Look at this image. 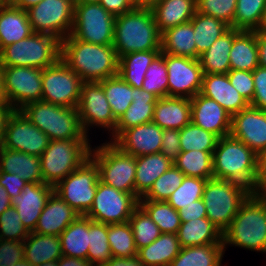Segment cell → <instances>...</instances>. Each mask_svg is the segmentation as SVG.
Wrapping results in <instances>:
<instances>
[{"label": "cell", "instance_id": "1", "mask_svg": "<svg viewBox=\"0 0 266 266\" xmlns=\"http://www.w3.org/2000/svg\"><path fill=\"white\" fill-rule=\"evenodd\" d=\"M60 59L84 82H99L118 74L119 58L112 45L87 43L69 35L61 41Z\"/></svg>", "mask_w": 266, "mask_h": 266}, {"label": "cell", "instance_id": "2", "mask_svg": "<svg viewBox=\"0 0 266 266\" xmlns=\"http://www.w3.org/2000/svg\"><path fill=\"white\" fill-rule=\"evenodd\" d=\"M112 46L118 58L127 53L161 50V33L149 6L116 16Z\"/></svg>", "mask_w": 266, "mask_h": 266}, {"label": "cell", "instance_id": "3", "mask_svg": "<svg viewBox=\"0 0 266 266\" xmlns=\"http://www.w3.org/2000/svg\"><path fill=\"white\" fill-rule=\"evenodd\" d=\"M227 244L249 250L266 252V198L251 194L223 232Z\"/></svg>", "mask_w": 266, "mask_h": 266}, {"label": "cell", "instance_id": "4", "mask_svg": "<svg viewBox=\"0 0 266 266\" xmlns=\"http://www.w3.org/2000/svg\"><path fill=\"white\" fill-rule=\"evenodd\" d=\"M257 154L231 135L221 137L213 152L214 178L240 183L251 190L256 175Z\"/></svg>", "mask_w": 266, "mask_h": 266}, {"label": "cell", "instance_id": "5", "mask_svg": "<svg viewBox=\"0 0 266 266\" xmlns=\"http://www.w3.org/2000/svg\"><path fill=\"white\" fill-rule=\"evenodd\" d=\"M50 140L88 139L77 108H68L45 101H35L20 109Z\"/></svg>", "mask_w": 266, "mask_h": 266}, {"label": "cell", "instance_id": "6", "mask_svg": "<svg viewBox=\"0 0 266 266\" xmlns=\"http://www.w3.org/2000/svg\"><path fill=\"white\" fill-rule=\"evenodd\" d=\"M251 194V190L240 183L207 179L202 195L207 218L223 233Z\"/></svg>", "mask_w": 266, "mask_h": 266}, {"label": "cell", "instance_id": "7", "mask_svg": "<svg viewBox=\"0 0 266 266\" xmlns=\"http://www.w3.org/2000/svg\"><path fill=\"white\" fill-rule=\"evenodd\" d=\"M89 139L50 140L40 155L43 183L55 186L90 158Z\"/></svg>", "mask_w": 266, "mask_h": 266}, {"label": "cell", "instance_id": "8", "mask_svg": "<svg viewBox=\"0 0 266 266\" xmlns=\"http://www.w3.org/2000/svg\"><path fill=\"white\" fill-rule=\"evenodd\" d=\"M61 55V41L53 35L32 33L0 51L1 66L44 69L55 64Z\"/></svg>", "mask_w": 266, "mask_h": 266}, {"label": "cell", "instance_id": "9", "mask_svg": "<svg viewBox=\"0 0 266 266\" xmlns=\"http://www.w3.org/2000/svg\"><path fill=\"white\" fill-rule=\"evenodd\" d=\"M90 158L98 167L101 182L135 196V156L122 152L112 142H108L91 149Z\"/></svg>", "mask_w": 266, "mask_h": 266}, {"label": "cell", "instance_id": "10", "mask_svg": "<svg viewBox=\"0 0 266 266\" xmlns=\"http://www.w3.org/2000/svg\"><path fill=\"white\" fill-rule=\"evenodd\" d=\"M115 18L99 3L74 4L71 37L96 45H112Z\"/></svg>", "mask_w": 266, "mask_h": 266}, {"label": "cell", "instance_id": "11", "mask_svg": "<svg viewBox=\"0 0 266 266\" xmlns=\"http://www.w3.org/2000/svg\"><path fill=\"white\" fill-rule=\"evenodd\" d=\"M99 170L89 158L79 168L54 186V192L80 215L85 216L92 207Z\"/></svg>", "mask_w": 266, "mask_h": 266}, {"label": "cell", "instance_id": "12", "mask_svg": "<svg viewBox=\"0 0 266 266\" xmlns=\"http://www.w3.org/2000/svg\"><path fill=\"white\" fill-rule=\"evenodd\" d=\"M33 32L53 35L60 41L70 35L74 23L73 0H43L27 10Z\"/></svg>", "mask_w": 266, "mask_h": 266}, {"label": "cell", "instance_id": "13", "mask_svg": "<svg viewBox=\"0 0 266 266\" xmlns=\"http://www.w3.org/2000/svg\"><path fill=\"white\" fill-rule=\"evenodd\" d=\"M83 80L61 59L42 69V101L77 108Z\"/></svg>", "mask_w": 266, "mask_h": 266}, {"label": "cell", "instance_id": "14", "mask_svg": "<svg viewBox=\"0 0 266 266\" xmlns=\"http://www.w3.org/2000/svg\"><path fill=\"white\" fill-rule=\"evenodd\" d=\"M139 200L133 195L104 184H97L92 207L85 215L87 218L104 224L128 222Z\"/></svg>", "mask_w": 266, "mask_h": 266}, {"label": "cell", "instance_id": "15", "mask_svg": "<svg viewBox=\"0 0 266 266\" xmlns=\"http://www.w3.org/2000/svg\"><path fill=\"white\" fill-rule=\"evenodd\" d=\"M2 74L6 99L13 110L42 99V69L2 66Z\"/></svg>", "mask_w": 266, "mask_h": 266}, {"label": "cell", "instance_id": "16", "mask_svg": "<svg viewBox=\"0 0 266 266\" xmlns=\"http://www.w3.org/2000/svg\"><path fill=\"white\" fill-rule=\"evenodd\" d=\"M50 142L21 110H12L8 116L0 147L40 157Z\"/></svg>", "mask_w": 266, "mask_h": 266}, {"label": "cell", "instance_id": "17", "mask_svg": "<svg viewBox=\"0 0 266 266\" xmlns=\"http://www.w3.org/2000/svg\"><path fill=\"white\" fill-rule=\"evenodd\" d=\"M168 76V97L193 98L201 91L203 70L198 59L164 53Z\"/></svg>", "mask_w": 266, "mask_h": 266}, {"label": "cell", "instance_id": "18", "mask_svg": "<svg viewBox=\"0 0 266 266\" xmlns=\"http://www.w3.org/2000/svg\"><path fill=\"white\" fill-rule=\"evenodd\" d=\"M79 120L87 134L88 126H100L115 130L117 119L114 117L110 104L100 82H83L81 96L77 105Z\"/></svg>", "mask_w": 266, "mask_h": 266}, {"label": "cell", "instance_id": "19", "mask_svg": "<svg viewBox=\"0 0 266 266\" xmlns=\"http://www.w3.org/2000/svg\"><path fill=\"white\" fill-rule=\"evenodd\" d=\"M230 135L260 153L266 149V111L249 105L233 115Z\"/></svg>", "mask_w": 266, "mask_h": 266}, {"label": "cell", "instance_id": "20", "mask_svg": "<svg viewBox=\"0 0 266 266\" xmlns=\"http://www.w3.org/2000/svg\"><path fill=\"white\" fill-rule=\"evenodd\" d=\"M190 102L192 123L219 138L230 135L232 116L215 100L199 92Z\"/></svg>", "mask_w": 266, "mask_h": 266}, {"label": "cell", "instance_id": "21", "mask_svg": "<svg viewBox=\"0 0 266 266\" xmlns=\"http://www.w3.org/2000/svg\"><path fill=\"white\" fill-rule=\"evenodd\" d=\"M163 129L150 122L125 130L112 142L122 152L135 157L160 153Z\"/></svg>", "mask_w": 266, "mask_h": 266}, {"label": "cell", "instance_id": "22", "mask_svg": "<svg viewBox=\"0 0 266 266\" xmlns=\"http://www.w3.org/2000/svg\"><path fill=\"white\" fill-rule=\"evenodd\" d=\"M54 187L46 183L27 182L19 195L14 197L12 206L18 212L22 224L33 232Z\"/></svg>", "mask_w": 266, "mask_h": 266}, {"label": "cell", "instance_id": "23", "mask_svg": "<svg viewBox=\"0 0 266 266\" xmlns=\"http://www.w3.org/2000/svg\"><path fill=\"white\" fill-rule=\"evenodd\" d=\"M200 93L215 100L231 116L250 105L235 87L232 86L227 74H204Z\"/></svg>", "mask_w": 266, "mask_h": 266}, {"label": "cell", "instance_id": "24", "mask_svg": "<svg viewBox=\"0 0 266 266\" xmlns=\"http://www.w3.org/2000/svg\"><path fill=\"white\" fill-rule=\"evenodd\" d=\"M80 214L53 192L47 200L33 232L59 236Z\"/></svg>", "mask_w": 266, "mask_h": 266}, {"label": "cell", "instance_id": "25", "mask_svg": "<svg viewBox=\"0 0 266 266\" xmlns=\"http://www.w3.org/2000/svg\"><path fill=\"white\" fill-rule=\"evenodd\" d=\"M131 96L133 102L117 120L111 140L115 141L127 129L152 122L154 105L159 98L144 89L133 87Z\"/></svg>", "mask_w": 266, "mask_h": 266}, {"label": "cell", "instance_id": "26", "mask_svg": "<svg viewBox=\"0 0 266 266\" xmlns=\"http://www.w3.org/2000/svg\"><path fill=\"white\" fill-rule=\"evenodd\" d=\"M152 122L163 130H181L191 122L190 99L186 97L159 98L154 105Z\"/></svg>", "mask_w": 266, "mask_h": 266}, {"label": "cell", "instance_id": "27", "mask_svg": "<svg viewBox=\"0 0 266 266\" xmlns=\"http://www.w3.org/2000/svg\"><path fill=\"white\" fill-rule=\"evenodd\" d=\"M160 33L186 23L197 12V0H157L149 6Z\"/></svg>", "mask_w": 266, "mask_h": 266}, {"label": "cell", "instance_id": "28", "mask_svg": "<svg viewBox=\"0 0 266 266\" xmlns=\"http://www.w3.org/2000/svg\"><path fill=\"white\" fill-rule=\"evenodd\" d=\"M0 171L13 173L25 182L43 183L40 157L0 147Z\"/></svg>", "mask_w": 266, "mask_h": 266}, {"label": "cell", "instance_id": "29", "mask_svg": "<svg viewBox=\"0 0 266 266\" xmlns=\"http://www.w3.org/2000/svg\"><path fill=\"white\" fill-rule=\"evenodd\" d=\"M33 32L26 10L12 5L0 6V51Z\"/></svg>", "mask_w": 266, "mask_h": 266}, {"label": "cell", "instance_id": "30", "mask_svg": "<svg viewBox=\"0 0 266 266\" xmlns=\"http://www.w3.org/2000/svg\"><path fill=\"white\" fill-rule=\"evenodd\" d=\"M241 30L230 27L223 33L198 60L203 74H227L230 70V50L234 37Z\"/></svg>", "mask_w": 266, "mask_h": 266}, {"label": "cell", "instance_id": "31", "mask_svg": "<svg viewBox=\"0 0 266 266\" xmlns=\"http://www.w3.org/2000/svg\"><path fill=\"white\" fill-rule=\"evenodd\" d=\"M176 234L182 248L223 244V233L207 217L181 222Z\"/></svg>", "mask_w": 266, "mask_h": 266}, {"label": "cell", "instance_id": "32", "mask_svg": "<svg viewBox=\"0 0 266 266\" xmlns=\"http://www.w3.org/2000/svg\"><path fill=\"white\" fill-rule=\"evenodd\" d=\"M173 162L162 153L136 157L135 197L139 200Z\"/></svg>", "mask_w": 266, "mask_h": 266}, {"label": "cell", "instance_id": "33", "mask_svg": "<svg viewBox=\"0 0 266 266\" xmlns=\"http://www.w3.org/2000/svg\"><path fill=\"white\" fill-rule=\"evenodd\" d=\"M194 29L191 21L171 27L161 33V52L173 56L197 59Z\"/></svg>", "mask_w": 266, "mask_h": 266}, {"label": "cell", "instance_id": "34", "mask_svg": "<svg viewBox=\"0 0 266 266\" xmlns=\"http://www.w3.org/2000/svg\"><path fill=\"white\" fill-rule=\"evenodd\" d=\"M230 70L252 72L259 66L256 31L241 30L233 39L229 54Z\"/></svg>", "mask_w": 266, "mask_h": 266}, {"label": "cell", "instance_id": "35", "mask_svg": "<svg viewBox=\"0 0 266 266\" xmlns=\"http://www.w3.org/2000/svg\"><path fill=\"white\" fill-rule=\"evenodd\" d=\"M62 255L61 242L57 235L30 232L24 240V259L34 266L57 261Z\"/></svg>", "mask_w": 266, "mask_h": 266}, {"label": "cell", "instance_id": "36", "mask_svg": "<svg viewBox=\"0 0 266 266\" xmlns=\"http://www.w3.org/2000/svg\"><path fill=\"white\" fill-rule=\"evenodd\" d=\"M181 249L177 234L161 233L151 244L138 249L137 256L145 266H169Z\"/></svg>", "mask_w": 266, "mask_h": 266}, {"label": "cell", "instance_id": "37", "mask_svg": "<svg viewBox=\"0 0 266 266\" xmlns=\"http://www.w3.org/2000/svg\"><path fill=\"white\" fill-rule=\"evenodd\" d=\"M62 254L87 259L90 240V218L80 215L60 235Z\"/></svg>", "mask_w": 266, "mask_h": 266}, {"label": "cell", "instance_id": "38", "mask_svg": "<svg viewBox=\"0 0 266 266\" xmlns=\"http://www.w3.org/2000/svg\"><path fill=\"white\" fill-rule=\"evenodd\" d=\"M160 53L161 50L127 53L119 57L118 74L133 88L142 89L147 68Z\"/></svg>", "mask_w": 266, "mask_h": 266}, {"label": "cell", "instance_id": "39", "mask_svg": "<svg viewBox=\"0 0 266 266\" xmlns=\"http://www.w3.org/2000/svg\"><path fill=\"white\" fill-rule=\"evenodd\" d=\"M223 244L183 247L169 266H221Z\"/></svg>", "mask_w": 266, "mask_h": 266}, {"label": "cell", "instance_id": "40", "mask_svg": "<svg viewBox=\"0 0 266 266\" xmlns=\"http://www.w3.org/2000/svg\"><path fill=\"white\" fill-rule=\"evenodd\" d=\"M190 21L194 29L197 59L230 28L223 21L199 12H196Z\"/></svg>", "mask_w": 266, "mask_h": 266}, {"label": "cell", "instance_id": "41", "mask_svg": "<svg viewBox=\"0 0 266 266\" xmlns=\"http://www.w3.org/2000/svg\"><path fill=\"white\" fill-rule=\"evenodd\" d=\"M214 151H181L173 164L185 175L202 179L214 178Z\"/></svg>", "mask_w": 266, "mask_h": 266}, {"label": "cell", "instance_id": "42", "mask_svg": "<svg viewBox=\"0 0 266 266\" xmlns=\"http://www.w3.org/2000/svg\"><path fill=\"white\" fill-rule=\"evenodd\" d=\"M99 82L102 84L111 111L118 120L133 102L132 86L125 82L119 74Z\"/></svg>", "mask_w": 266, "mask_h": 266}, {"label": "cell", "instance_id": "43", "mask_svg": "<svg viewBox=\"0 0 266 266\" xmlns=\"http://www.w3.org/2000/svg\"><path fill=\"white\" fill-rule=\"evenodd\" d=\"M139 205L147 212L162 233H177L181 225L179 212L167 201L139 200Z\"/></svg>", "mask_w": 266, "mask_h": 266}, {"label": "cell", "instance_id": "44", "mask_svg": "<svg viewBox=\"0 0 266 266\" xmlns=\"http://www.w3.org/2000/svg\"><path fill=\"white\" fill-rule=\"evenodd\" d=\"M266 0H237L233 28L256 31L260 28Z\"/></svg>", "mask_w": 266, "mask_h": 266}, {"label": "cell", "instance_id": "45", "mask_svg": "<svg viewBox=\"0 0 266 266\" xmlns=\"http://www.w3.org/2000/svg\"><path fill=\"white\" fill-rule=\"evenodd\" d=\"M107 234L108 224L90 219V240L87 259L93 266H100L112 258Z\"/></svg>", "mask_w": 266, "mask_h": 266}, {"label": "cell", "instance_id": "46", "mask_svg": "<svg viewBox=\"0 0 266 266\" xmlns=\"http://www.w3.org/2000/svg\"><path fill=\"white\" fill-rule=\"evenodd\" d=\"M107 235L112 257H133L137 255L138 250L129 222L108 224Z\"/></svg>", "mask_w": 266, "mask_h": 266}, {"label": "cell", "instance_id": "47", "mask_svg": "<svg viewBox=\"0 0 266 266\" xmlns=\"http://www.w3.org/2000/svg\"><path fill=\"white\" fill-rule=\"evenodd\" d=\"M137 250L151 244L162 233L147 212L138 205L129 219Z\"/></svg>", "mask_w": 266, "mask_h": 266}, {"label": "cell", "instance_id": "48", "mask_svg": "<svg viewBox=\"0 0 266 266\" xmlns=\"http://www.w3.org/2000/svg\"><path fill=\"white\" fill-rule=\"evenodd\" d=\"M219 137L190 122L180 130L181 151H214Z\"/></svg>", "mask_w": 266, "mask_h": 266}, {"label": "cell", "instance_id": "49", "mask_svg": "<svg viewBox=\"0 0 266 266\" xmlns=\"http://www.w3.org/2000/svg\"><path fill=\"white\" fill-rule=\"evenodd\" d=\"M207 179L185 176L182 184L170 195L167 202L179 211L202 198Z\"/></svg>", "mask_w": 266, "mask_h": 266}, {"label": "cell", "instance_id": "50", "mask_svg": "<svg viewBox=\"0 0 266 266\" xmlns=\"http://www.w3.org/2000/svg\"><path fill=\"white\" fill-rule=\"evenodd\" d=\"M185 175L173 164L139 200L167 201L170 195L182 184Z\"/></svg>", "mask_w": 266, "mask_h": 266}, {"label": "cell", "instance_id": "51", "mask_svg": "<svg viewBox=\"0 0 266 266\" xmlns=\"http://www.w3.org/2000/svg\"><path fill=\"white\" fill-rule=\"evenodd\" d=\"M142 89L158 98L168 97V76L164 53H160L147 68Z\"/></svg>", "mask_w": 266, "mask_h": 266}, {"label": "cell", "instance_id": "52", "mask_svg": "<svg viewBox=\"0 0 266 266\" xmlns=\"http://www.w3.org/2000/svg\"><path fill=\"white\" fill-rule=\"evenodd\" d=\"M237 0H197V12L215 17L233 28Z\"/></svg>", "mask_w": 266, "mask_h": 266}, {"label": "cell", "instance_id": "53", "mask_svg": "<svg viewBox=\"0 0 266 266\" xmlns=\"http://www.w3.org/2000/svg\"><path fill=\"white\" fill-rule=\"evenodd\" d=\"M0 230V239L25 240L30 234L13 206L0 215Z\"/></svg>", "mask_w": 266, "mask_h": 266}, {"label": "cell", "instance_id": "54", "mask_svg": "<svg viewBox=\"0 0 266 266\" xmlns=\"http://www.w3.org/2000/svg\"><path fill=\"white\" fill-rule=\"evenodd\" d=\"M24 259V240L0 239V266H15Z\"/></svg>", "mask_w": 266, "mask_h": 266}, {"label": "cell", "instance_id": "55", "mask_svg": "<svg viewBox=\"0 0 266 266\" xmlns=\"http://www.w3.org/2000/svg\"><path fill=\"white\" fill-rule=\"evenodd\" d=\"M228 78L233 87L249 102L254 96V80L252 72L244 70H229Z\"/></svg>", "mask_w": 266, "mask_h": 266}, {"label": "cell", "instance_id": "56", "mask_svg": "<svg viewBox=\"0 0 266 266\" xmlns=\"http://www.w3.org/2000/svg\"><path fill=\"white\" fill-rule=\"evenodd\" d=\"M254 96L250 106L266 111V67L258 66L252 71Z\"/></svg>", "mask_w": 266, "mask_h": 266}, {"label": "cell", "instance_id": "57", "mask_svg": "<svg viewBox=\"0 0 266 266\" xmlns=\"http://www.w3.org/2000/svg\"><path fill=\"white\" fill-rule=\"evenodd\" d=\"M180 152V130L164 129L160 153L174 162L178 158Z\"/></svg>", "mask_w": 266, "mask_h": 266}, {"label": "cell", "instance_id": "58", "mask_svg": "<svg viewBox=\"0 0 266 266\" xmlns=\"http://www.w3.org/2000/svg\"><path fill=\"white\" fill-rule=\"evenodd\" d=\"M253 194L266 195V149L257 154Z\"/></svg>", "mask_w": 266, "mask_h": 266}, {"label": "cell", "instance_id": "59", "mask_svg": "<svg viewBox=\"0 0 266 266\" xmlns=\"http://www.w3.org/2000/svg\"><path fill=\"white\" fill-rule=\"evenodd\" d=\"M26 183L16 174L0 171V184L6 189L11 200L21 193Z\"/></svg>", "mask_w": 266, "mask_h": 266}, {"label": "cell", "instance_id": "60", "mask_svg": "<svg viewBox=\"0 0 266 266\" xmlns=\"http://www.w3.org/2000/svg\"><path fill=\"white\" fill-rule=\"evenodd\" d=\"M99 4L114 16H118L137 7V0H100Z\"/></svg>", "mask_w": 266, "mask_h": 266}, {"label": "cell", "instance_id": "61", "mask_svg": "<svg viewBox=\"0 0 266 266\" xmlns=\"http://www.w3.org/2000/svg\"><path fill=\"white\" fill-rule=\"evenodd\" d=\"M181 222H188L190 220L207 217L206 207L203 199H199L188 207H184L178 211Z\"/></svg>", "mask_w": 266, "mask_h": 266}, {"label": "cell", "instance_id": "62", "mask_svg": "<svg viewBox=\"0 0 266 266\" xmlns=\"http://www.w3.org/2000/svg\"><path fill=\"white\" fill-rule=\"evenodd\" d=\"M100 266H145L138 256L112 257L107 263Z\"/></svg>", "mask_w": 266, "mask_h": 266}, {"label": "cell", "instance_id": "63", "mask_svg": "<svg viewBox=\"0 0 266 266\" xmlns=\"http://www.w3.org/2000/svg\"><path fill=\"white\" fill-rule=\"evenodd\" d=\"M259 65L266 67V31L256 30Z\"/></svg>", "mask_w": 266, "mask_h": 266}, {"label": "cell", "instance_id": "64", "mask_svg": "<svg viewBox=\"0 0 266 266\" xmlns=\"http://www.w3.org/2000/svg\"><path fill=\"white\" fill-rule=\"evenodd\" d=\"M58 266H93L88 259H80L62 255L58 259Z\"/></svg>", "mask_w": 266, "mask_h": 266}, {"label": "cell", "instance_id": "65", "mask_svg": "<svg viewBox=\"0 0 266 266\" xmlns=\"http://www.w3.org/2000/svg\"><path fill=\"white\" fill-rule=\"evenodd\" d=\"M12 110L13 109L10 106H0V144L4 136L8 116Z\"/></svg>", "mask_w": 266, "mask_h": 266}, {"label": "cell", "instance_id": "66", "mask_svg": "<svg viewBox=\"0 0 266 266\" xmlns=\"http://www.w3.org/2000/svg\"><path fill=\"white\" fill-rule=\"evenodd\" d=\"M12 206V201L6 189L0 184V215Z\"/></svg>", "mask_w": 266, "mask_h": 266}, {"label": "cell", "instance_id": "67", "mask_svg": "<svg viewBox=\"0 0 266 266\" xmlns=\"http://www.w3.org/2000/svg\"><path fill=\"white\" fill-rule=\"evenodd\" d=\"M43 0H11L10 5L27 10L29 7L38 4Z\"/></svg>", "mask_w": 266, "mask_h": 266}, {"label": "cell", "instance_id": "68", "mask_svg": "<svg viewBox=\"0 0 266 266\" xmlns=\"http://www.w3.org/2000/svg\"><path fill=\"white\" fill-rule=\"evenodd\" d=\"M0 106H9L6 99V94L4 90V79L2 74V66L0 65Z\"/></svg>", "mask_w": 266, "mask_h": 266}, {"label": "cell", "instance_id": "69", "mask_svg": "<svg viewBox=\"0 0 266 266\" xmlns=\"http://www.w3.org/2000/svg\"><path fill=\"white\" fill-rule=\"evenodd\" d=\"M157 0H137V7L139 6H150L152 3Z\"/></svg>", "mask_w": 266, "mask_h": 266}, {"label": "cell", "instance_id": "70", "mask_svg": "<svg viewBox=\"0 0 266 266\" xmlns=\"http://www.w3.org/2000/svg\"><path fill=\"white\" fill-rule=\"evenodd\" d=\"M258 30L266 31V6H265L263 17L261 20V25H260V28Z\"/></svg>", "mask_w": 266, "mask_h": 266}, {"label": "cell", "instance_id": "71", "mask_svg": "<svg viewBox=\"0 0 266 266\" xmlns=\"http://www.w3.org/2000/svg\"><path fill=\"white\" fill-rule=\"evenodd\" d=\"M74 4H89V3H99L100 0H73Z\"/></svg>", "mask_w": 266, "mask_h": 266}, {"label": "cell", "instance_id": "72", "mask_svg": "<svg viewBox=\"0 0 266 266\" xmlns=\"http://www.w3.org/2000/svg\"><path fill=\"white\" fill-rule=\"evenodd\" d=\"M15 266H34L33 264L29 263L27 260L23 259L15 264Z\"/></svg>", "mask_w": 266, "mask_h": 266}, {"label": "cell", "instance_id": "73", "mask_svg": "<svg viewBox=\"0 0 266 266\" xmlns=\"http://www.w3.org/2000/svg\"><path fill=\"white\" fill-rule=\"evenodd\" d=\"M37 266H58V260L57 261H50V262H45L41 265H37Z\"/></svg>", "mask_w": 266, "mask_h": 266}, {"label": "cell", "instance_id": "74", "mask_svg": "<svg viewBox=\"0 0 266 266\" xmlns=\"http://www.w3.org/2000/svg\"><path fill=\"white\" fill-rule=\"evenodd\" d=\"M11 0H0V6L9 5Z\"/></svg>", "mask_w": 266, "mask_h": 266}]
</instances>
